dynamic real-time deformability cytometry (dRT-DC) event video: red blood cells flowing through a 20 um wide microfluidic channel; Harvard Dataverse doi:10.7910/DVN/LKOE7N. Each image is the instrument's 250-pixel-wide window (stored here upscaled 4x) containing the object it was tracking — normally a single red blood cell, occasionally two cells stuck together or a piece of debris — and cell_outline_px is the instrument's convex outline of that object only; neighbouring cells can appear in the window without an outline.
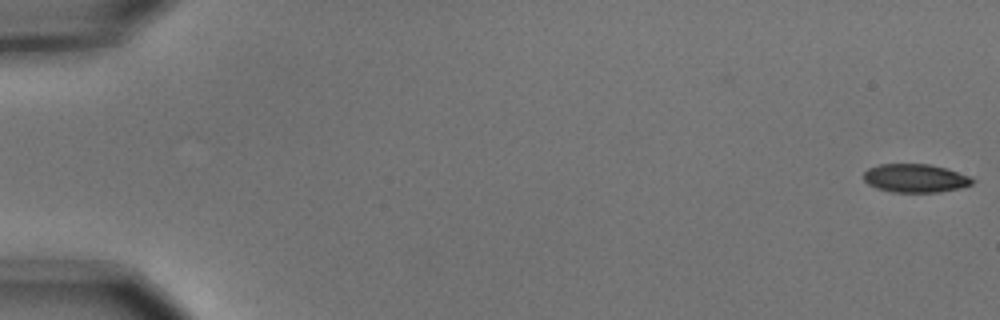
{"species": "common noctule bat (a hibernating species)", "species_latin": "Nyctalus noctula", "temperature_condition": "cold", "stored_images_in_passage": 6, "camera_frame_rate_fps": 3000, "um_per_image_px": 0.085, "animal": {"sex": "male", "body_mass_g": 15.6}, "frame": {"image": 1, "passage_image": 1, "time_ms": 0.0, "image_size_px": [1000, 320], "cell_outline_px": [[976, 180], [972, 184], [960, 188], [940, 192], [892, 192], [876, 188], [868, 184], [864, 180], [864, 172], [868, 168], [880, 164], [928, 164], [948, 168], [968, 176]], "centroid_in_image_um": [77.8, 15.15], "position_along_channel_um": 7.2, "area_um2": 18.09}}